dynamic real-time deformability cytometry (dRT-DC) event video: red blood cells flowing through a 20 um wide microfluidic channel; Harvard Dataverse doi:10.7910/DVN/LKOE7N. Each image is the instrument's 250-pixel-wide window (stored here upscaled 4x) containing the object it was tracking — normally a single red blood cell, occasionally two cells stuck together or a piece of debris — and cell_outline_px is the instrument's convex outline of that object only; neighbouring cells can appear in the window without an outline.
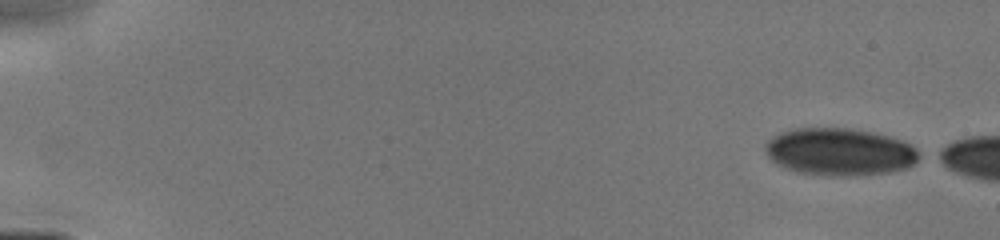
{"species": "human", "species_latin": "Homo sapiens", "temperature_condition": "cold", "stored_images_in_passage": 6, "camera_frame_rate_fps": 3000, "um_per_image_px": 0.085, "donor": {"sex": "male"}, "frame": {"image": 1, "passage_image": 1, "time_ms": 0.0, "image_size_px": [1000, 240], "cell_outline_px": [[924, 156], [908, 168], [892, 172], [856, 176], [832, 176], [796, 172], [776, 164], [768, 156], [764, 148], [764, 144], [772, 136], [780, 132], [792, 128], [848, 128], [872, 132], [888, 136], [900, 140], [924, 152]], "centroid_in_image_um": [71.4, 12.92], "position_along_channel_um": 13.6, "area_um2": 43.12}}